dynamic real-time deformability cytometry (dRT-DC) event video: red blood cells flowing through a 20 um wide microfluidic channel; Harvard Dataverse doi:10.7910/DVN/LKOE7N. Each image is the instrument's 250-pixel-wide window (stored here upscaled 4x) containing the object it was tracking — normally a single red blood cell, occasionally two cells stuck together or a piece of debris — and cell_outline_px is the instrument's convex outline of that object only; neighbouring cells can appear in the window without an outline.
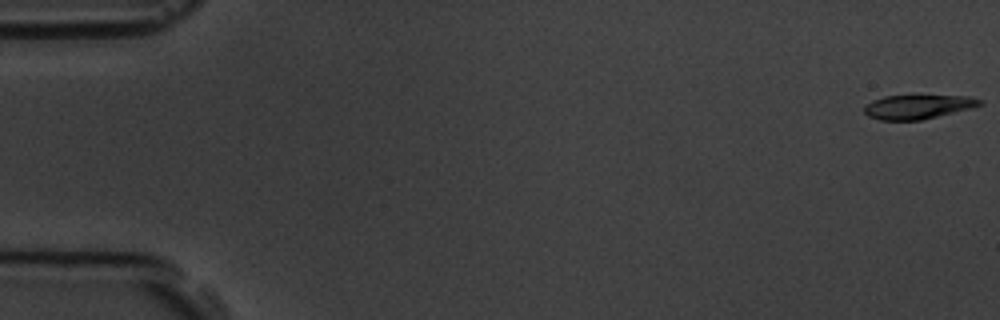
{"species": "common noctule bat (a hibernating species)", "species_latin": "Nyctalus noctula", "temperature_condition": "room temperature", "stored_images_in_passage": 6, "camera_frame_rate_fps": 3000, "um_per_image_px": 0.085, "animal": {"sex": "male", "body_mass_g": 19.5, "forearm_length_mm": 54.6}, "frame": {"image": 1, "passage_image": 1, "time_ms": 0.0, "image_size_px": [1000, 320], "cell_outline_px": [[984, 104], [972, 108], [920, 120], [880, 120], [868, 116], [864, 112], [864, 108], [872, 100], [884, 96], [968, 96], [984, 100]], "centroid_in_image_um": [78.04, 9.08], "position_along_channel_um": 7.0, "area_um2": 16.13}}
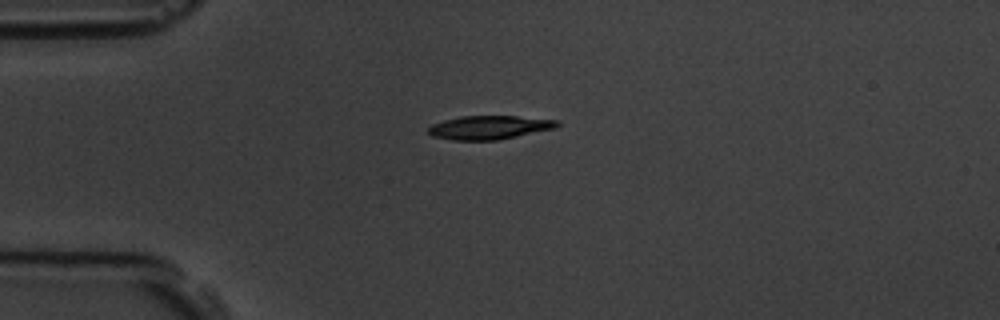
{"frame": {"image": 2, "passage_image": 5, "time_ms": 4.333, "image_size_px": [1000, 320], "cell_outline_px": [[560, 124], [556, 128], [496, 140], [452, 140], [432, 136], [428, 132], [428, 128], [432, 124], [444, 120], [460, 116], [516, 116], [560, 120]], "centroid_in_image_um": [41.6, 10.82], "position_along_channel_um": 43.4, "area_um2": 17.74}}